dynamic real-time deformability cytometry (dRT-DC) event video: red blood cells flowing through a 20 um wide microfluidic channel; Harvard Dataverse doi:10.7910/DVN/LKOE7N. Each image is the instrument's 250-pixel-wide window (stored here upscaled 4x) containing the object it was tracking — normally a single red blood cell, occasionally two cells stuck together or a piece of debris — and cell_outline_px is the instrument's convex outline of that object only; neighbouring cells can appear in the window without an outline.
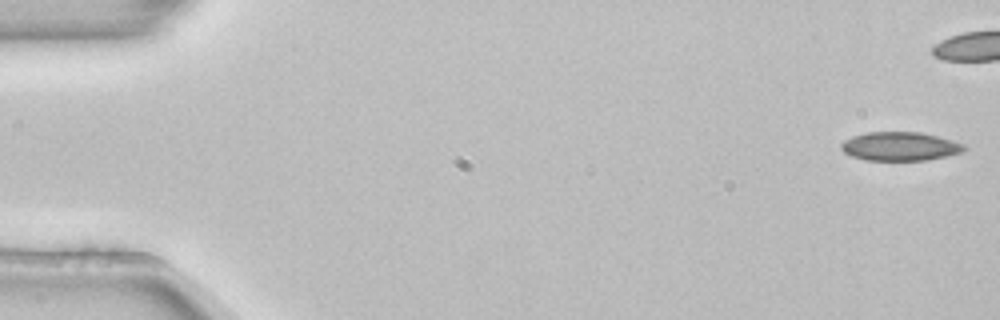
{"species": "common noctule bat (a hibernating species)", "species_latin": "Nyctalus noctula", "temperature_condition": "room temperature", "stored_images_in_passage": 43, "camera_frame_rate_fps": 3000, "um_per_image_px": 0.085, "animal": {"sex": "female", "body_mass_g": 22.7, "forearm_length_mm": 54.2}, "frame": {"image": 1, "passage_image": 1, "time_ms": 0.0, "image_size_px": [1000, 320], "cell_outline_px": [[968, 148], [960, 152], [948, 156], [928, 160], [864, 160], [852, 156], [844, 152], [840, 148], [840, 144], [844, 140], [852, 136], [868, 132], [920, 132], [952, 140], [964, 144]], "centroid_in_image_um": [76.49, 12.44], "position_along_channel_um": 8.5, "area_um2": 20.63}}
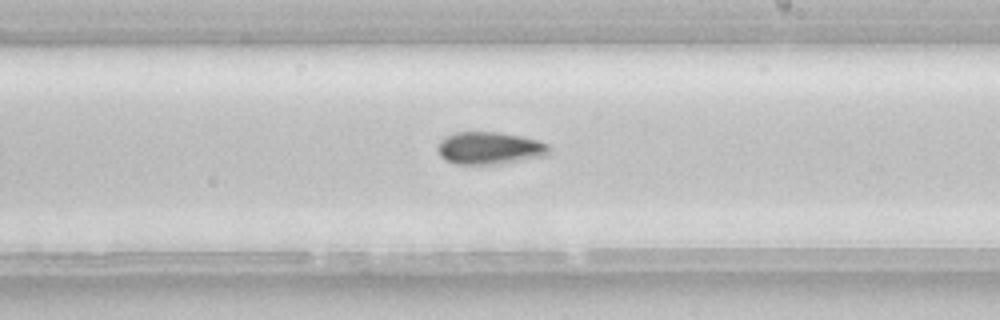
{"frame": {"image": 2, "passage_image": 31, "time_ms": 10.0, "image_size_px": [1000, 320], "cell_outline_px": [[552, 152], [544, 156], [492, 164], [456, 164], [444, 160], [440, 156], [436, 148], [440, 140], [456, 132], [500, 132], [540, 140], [548, 144], [552, 148]], "centroid_in_image_um": [41.62, 12.58], "position_along_channel_um": 247.4, "area_um2": 21.1}}